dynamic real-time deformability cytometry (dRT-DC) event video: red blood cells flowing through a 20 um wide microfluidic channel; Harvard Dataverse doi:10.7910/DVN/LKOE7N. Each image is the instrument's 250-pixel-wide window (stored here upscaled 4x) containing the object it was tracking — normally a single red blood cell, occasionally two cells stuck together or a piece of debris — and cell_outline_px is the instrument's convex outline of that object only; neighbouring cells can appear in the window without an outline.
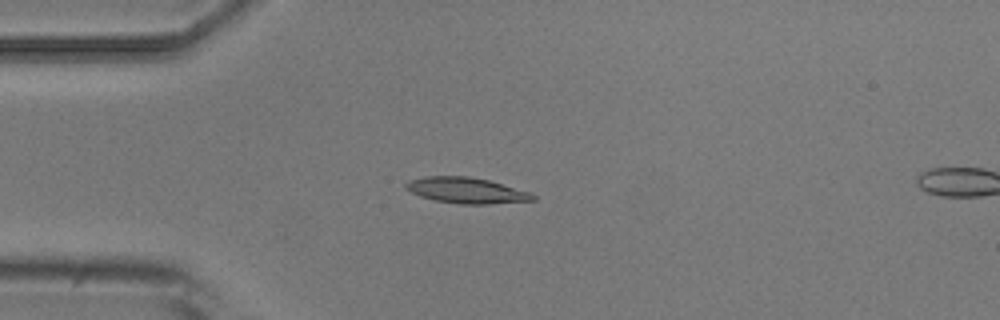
{"species": "common noctule bat (a hibernating species)", "species_latin": "Nyctalus noctula", "temperature_condition": "room temperature", "stored_images_in_passage": 4, "camera_frame_rate_fps": 3000, "um_per_image_px": 0.085, "animal": {"sex": "male", "body_mass_g": 20.5, "forearm_length_mm": 52.5}, "frame": {"image": 1, "passage_image": 3, "time_ms": 2.333, "image_size_px": [1000, 320], "cell_outline_px": [[536, 200], [488, 204], [460, 204], [436, 200], [420, 196], [404, 188], [404, 184], [408, 180], [424, 176], [468, 176], [488, 180], [532, 192], [536, 196]], "centroid_in_image_um": [39.65, 16.18], "position_along_channel_um": 45.4, "area_um2": 19.19}}